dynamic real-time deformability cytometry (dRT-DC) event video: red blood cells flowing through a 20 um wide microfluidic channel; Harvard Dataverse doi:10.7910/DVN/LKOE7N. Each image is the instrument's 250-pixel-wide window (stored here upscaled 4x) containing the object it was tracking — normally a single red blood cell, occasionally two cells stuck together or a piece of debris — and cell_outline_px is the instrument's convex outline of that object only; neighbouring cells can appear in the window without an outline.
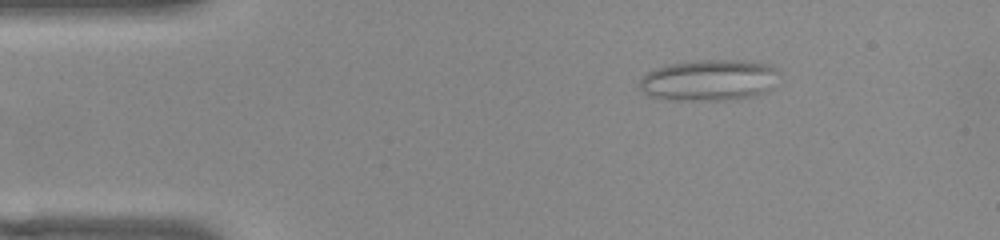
{"species": "common noctule bat (a hibernating species)", "species_latin": "Nyctalus noctula", "temperature_condition": "warm", "stored_images_in_passage": 53, "camera_frame_rate_fps": 3000, "um_per_image_px": 0.085, "animal": {"sex": "female", "body_mass_g": 22.0, "forearm_length_mm": 56.7}, "frame": {"image": 1, "passage_image": 8, "time_ms": 2.333, "image_size_px": [1000, 240], "cell_outline_px": [[772, 88], [764, 92], [748, 96], [724, 100], [676, 100], [648, 96], [640, 88], [640, 80], [648, 72], [656, 68], [672, 64], [696, 60], [740, 60], [768, 64], [772, 68]], "centroid_in_image_um": [60.17, 6.82], "position_along_channel_um": 24.8, "area_um2": 32.54}}
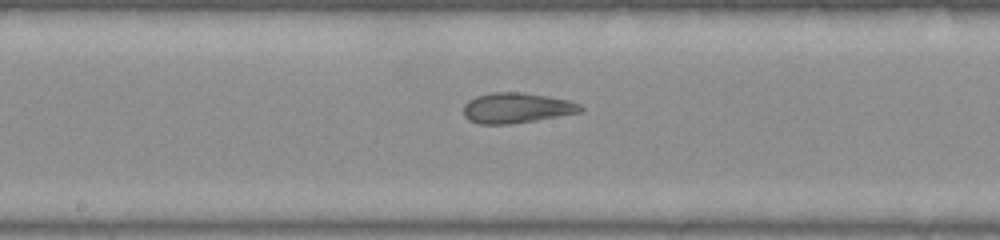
{"frame": {"image": 2, "passage_image": 27, "time_ms": 8.667, "image_size_px": [1000, 240], "cell_outline_px": [[584, 108], [580, 112], [536, 120], [512, 124], [480, 124], [468, 120], [464, 116], [464, 104], [468, 100], [476, 96], [492, 92], [524, 92], [548, 96], [568, 100], [580, 104]], "centroid_in_image_um": [43.88, 9.17], "position_along_channel_um": 204.3, "area_um2": 20.75}}
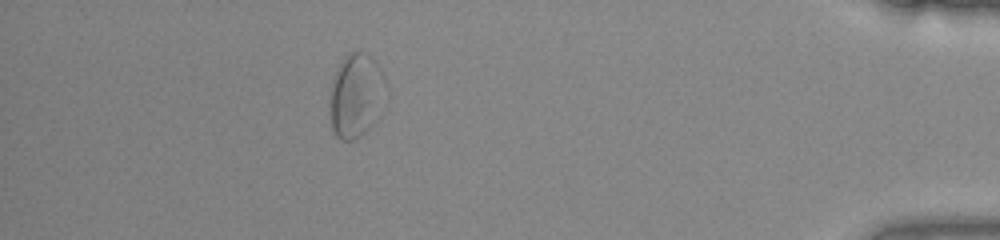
{"frame": {"image": 3, "passage_image": 47, "time_ms": 15.333, "image_size_px": [1000, 240], "cell_outline_px": [[376, 68], [368, 128], [360, 136], [352, 140], [340, 140], [336, 136], [332, 128], [332, 84], [336, 72], [340, 64], [348, 52], [368, 52], [376, 60]], "centroid_in_image_um": [30.0, 8.09], "position_along_channel_um": 405.2, "area_um2": 22.89}, "authors_computed_cell_mechanics": {"area_um2": 21.6172, "velocity_mm_per_s": 3.8145, "shape_relaxation_time_tau1_ms": null, "shape_relaxation_time_tau2_ms": 1.6893, "deformation_change_tau1": null, "deformation_change_tau2": 0.1002}}